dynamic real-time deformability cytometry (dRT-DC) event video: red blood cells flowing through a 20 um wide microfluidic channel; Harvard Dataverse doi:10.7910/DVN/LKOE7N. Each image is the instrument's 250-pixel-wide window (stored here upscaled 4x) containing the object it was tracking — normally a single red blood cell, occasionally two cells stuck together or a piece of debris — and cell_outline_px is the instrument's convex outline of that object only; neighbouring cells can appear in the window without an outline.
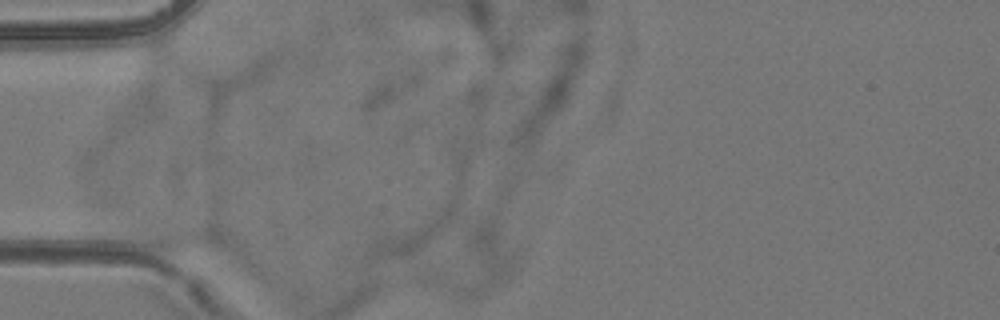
{"species": "common noctule bat (a hibernating species)", "species_latin": "Nyctalus noctula", "temperature_condition": "room temperature", "stored_images_in_passage": 2, "camera_frame_rate_fps": 3000, "um_per_image_px": 0.085, "animal": {"sex": "female", "body_mass_g": 24.6, "forearm_length_mm": 56.2}, "frame": {"image": 1, "passage_image": 1, "time_ms": 0.0, "image_size_px": [1000, 320], "cell_outline_px": [[224, 248], [172, 252], [168, 252], [140, 244], [128, 228], [128, 224], [148, 220], [212, 228], [224, 240]], "centroid_in_image_um": [14.91, 20.1], "position_along_channel_um": 70.1, "area_um2": 15.9}}